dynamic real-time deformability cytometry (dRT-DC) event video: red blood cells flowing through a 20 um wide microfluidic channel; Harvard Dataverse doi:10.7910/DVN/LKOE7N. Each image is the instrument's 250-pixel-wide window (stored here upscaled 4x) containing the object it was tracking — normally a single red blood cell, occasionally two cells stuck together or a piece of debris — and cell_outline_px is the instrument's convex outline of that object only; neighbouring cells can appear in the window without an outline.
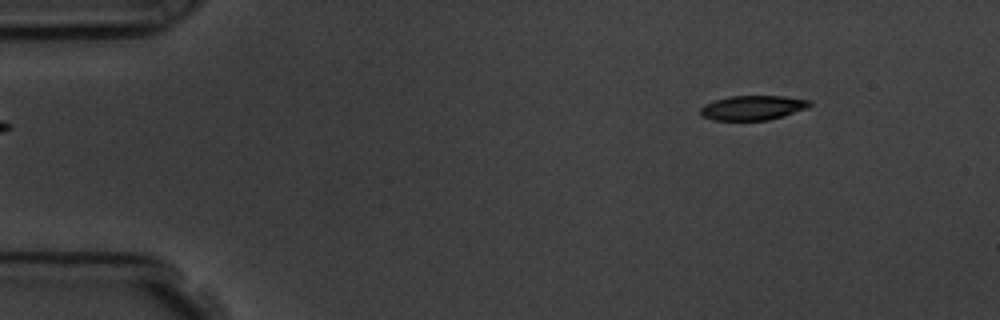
{"species": "common noctule bat (a hibernating species)", "species_latin": "Nyctalus noctula", "temperature_condition": "room temperature", "stored_images_in_passage": 8, "camera_frame_rate_fps": 3000, "um_per_image_px": 0.085, "animal": {"sex": "male", "body_mass_g": 19.5, "forearm_length_mm": 54.6}, "frame": {"image": 1, "passage_image": 1, "time_ms": 0.0, "image_size_px": [1000, 320], "cell_outline_px": [[812, 104], [808, 108], [784, 116], [768, 120], [712, 120], [700, 116], [700, 108], [704, 104], [728, 96], [784, 96], [808, 100]], "centroid_in_image_um": [63.96, 9.16], "position_along_channel_um": 21.0, "area_um2": 15.72}}
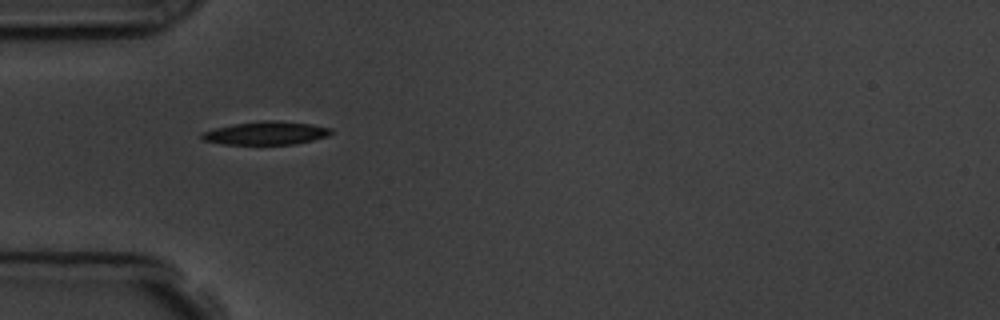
{"frame": {"image": 2, "passage_image": 4, "time_ms": 3.333, "image_size_px": [1000, 320], "cell_outline_px": [[332, 132], [328, 136], [296, 144], [224, 144], [204, 140], [200, 136], [204, 132], [216, 128], [236, 124], [264, 120], [272, 120], [312, 124], [332, 128]], "centroid_in_image_um": [22.67, 11.31], "position_along_channel_um": 62.3, "area_um2": 17.22}}